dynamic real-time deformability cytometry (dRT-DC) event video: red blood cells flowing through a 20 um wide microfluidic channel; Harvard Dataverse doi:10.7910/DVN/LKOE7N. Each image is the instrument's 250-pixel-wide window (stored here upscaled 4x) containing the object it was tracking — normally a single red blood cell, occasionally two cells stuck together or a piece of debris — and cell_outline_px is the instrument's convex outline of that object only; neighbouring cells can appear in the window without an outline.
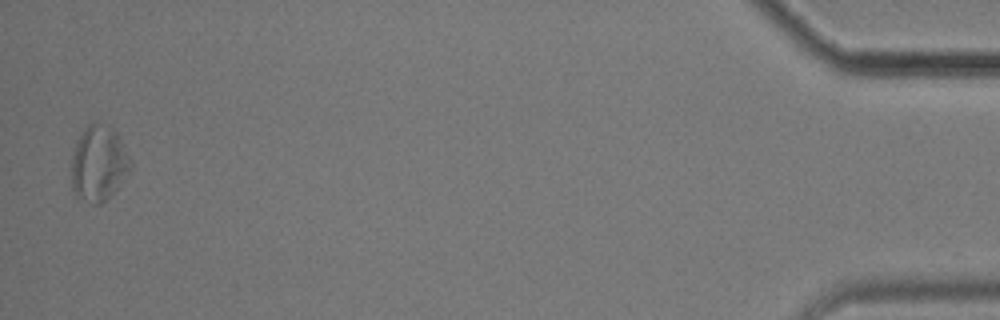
{"species": "common noctule bat (a hibernating species)", "species_latin": "Nyctalus noctula", "temperature_condition": "cold", "stored_images_in_passage": 15, "camera_frame_rate_fps": 3000, "um_per_image_px": 0.085, "animal": {"sex": "male", "body_mass_g": 17.9}, "frame": {"image": 1, "passage_image": 15, "time_ms": 19.333, "image_size_px": [1000, 320], "cell_outline_px": [[132, 168], [116, 188], [100, 204], [92, 204], [76, 196], [72, 188], [72, 156], [76, 140], [80, 132], [88, 124], [108, 124], [120, 136], [132, 160]], "centroid_in_image_um": [8.39, 13.86], "position_along_channel_um": 426.8, "area_um2": 26.07}, "authors_computed_cell_mechanics": {"area_um2": 18.4382, "velocity_mm_per_s": 3.4974, "shape_relaxation_time_tau1_ms": 10.0123, "shape_relaxation_time_tau2_ms": 5.883, "deformation_change_tau1": 0.1986, "deformation_change_tau2": 0.1237}}